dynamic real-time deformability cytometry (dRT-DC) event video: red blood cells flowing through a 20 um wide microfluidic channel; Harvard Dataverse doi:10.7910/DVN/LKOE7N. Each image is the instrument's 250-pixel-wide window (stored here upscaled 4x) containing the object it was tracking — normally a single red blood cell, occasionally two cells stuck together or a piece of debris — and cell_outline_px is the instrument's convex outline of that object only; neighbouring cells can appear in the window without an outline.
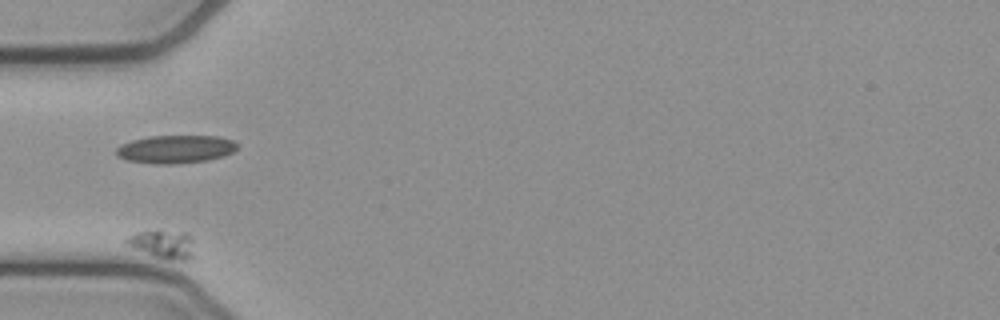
{"species": "common noctule bat (a hibernating species)", "species_latin": "Nyctalus noctula", "temperature_condition": "cold", "stored_images_in_passage": 34, "camera_frame_rate_fps": 3000, "um_per_image_px": 0.085, "animal": {"sex": "female", "body_mass_g": 21.9}, "frame": {"image": 1, "passage_image": 1, "time_ms": 0.0, "image_size_px": [1000, 320], "cell_outline_px": [[192, 256], [184, 260], [180, 260], [156, 256], [136, 248], [128, 244], [124, 240], [136, 232], [160, 228], [188, 232], [192, 240]], "centroid_in_image_um": [13.87, 20.67], "position_along_channel_um": 71.1, "area_um2": 11.1}}
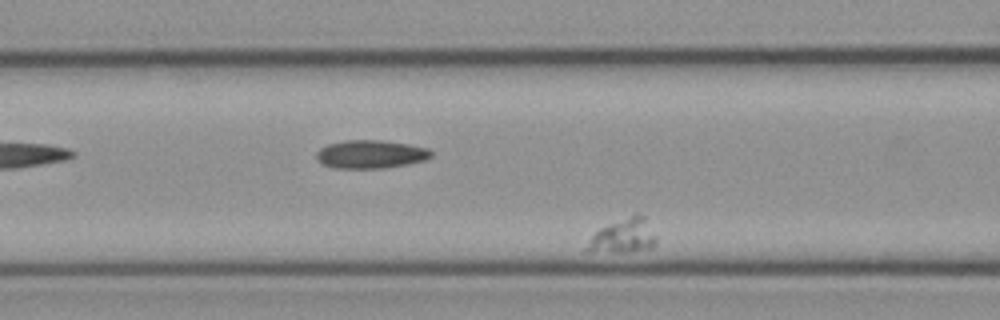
{"frame": {"image": 2, "passage_image": 6, "time_ms": 1.667, "image_size_px": [1000, 320], "cell_outline_px": [[656, 244], [652, 248], [632, 252], [584, 252], [584, 248], [592, 236], [600, 228], [636, 212], [640, 212], [644, 216], [656, 240]], "centroid_in_image_um": [52.96, 20.07], "position_along_channel_um": 113.6, "area_um2": 13.93}}